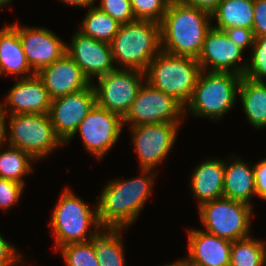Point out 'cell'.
<instances>
[{"label": "cell", "mask_w": 266, "mask_h": 266, "mask_svg": "<svg viewBox=\"0 0 266 266\" xmlns=\"http://www.w3.org/2000/svg\"><path fill=\"white\" fill-rule=\"evenodd\" d=\"M140 170L139 177L114 179L104 186L96 205L98 221L103 229H127L134 224L153 191L152 181L157 174L152 169Z\"/></svg>", "instance_id": "1"}, {"label": "cell", "mask_w": 266, "mask_h": 266, "mask_svg": "<svg viewBox=\"0 0 266 266\" xmlns=\"http://www.w3.org/2000/svg\"><path fill=\"white\" fill-rule=\"evenodd\" d=\"M211 15L195 6L171 0L160 23L161 51L198 58L212 26Z\"/></svg>", "instance_id": "2"}, {"label": "cell", "mask_w": 266, "mask_h": 266, "mask_svg": "<svg viewBox=\"0 0 266 266\" xmlns=\"http://www.w3.org/2000/svg\"><path fill=\"white\" fill-rule=\"evenodd\" d=\"M110 47L114 64L145 72L161 51L160 24L147 20L121 24Z\"/></svg>", "instance_id": "3"}, {"label": "cell", "mask_w": 266, "mask_h": 266, "mask_svg": "<svg viewBox=\"0 0 266 266\" xmlns=\"http://www.w3.org/2000/svg\"><path fill=\"white\" fill-rule=\"evenodd\" d=\"M242 77L232 72L201 70L184 112L220 121L236 104Z\"/></svg>", "instance_id": "4"}, {"label": "cell", "mask_w": 266, "mask_h": 266, "mask_svg": "<svg viewBox=\"0 0 266 266\" xmlns=\"http://www.w3.org/2000/svg\"><path fill=\"white\" fill-rule=\"evenodd\" d=\"M57 202L50 222L56 249L70 243L92 240L103 229L98 221L97 208L92 211L70 189L65 188ZM91 226L93 231L90 230Z\"/></svg>", "instance_id": "5"}, {"label": "cell", "mask_w": 266, "mask_h": 266, "mask_svg": "<svg viewBox=\"0 0 266 266\" xmlns=\"http://www.w3.org/2000/svg\"><path fill=\"white\" fill-rule=\"evenodd\" d=\"M201 72L196 58L160 51L145 71V81L153 88L173 96L184 107L190 101Z\"/></svg>", "instance_id": "6"}, {"label": "cell", "mask_w": 266, "mask_h": 266, "mask_svg": "<svg viewBox=\"0 0 266 266\" xmlns=\"http://www.w3.org/2000/svg\"><path fill=\"white\" fill-rule=\"evenodd\" d=\"M8 145L34 160L44 158L64 144L56 135L49 114H8Z\"/></svg>", "instance_id": "7"}, {"label": "cell", "mask_w": 266, "mask_h": 266, "mask_svg": "<svg viewBox=\"0 0 266 266\" xmlns=\"http://www.w3.org/2000/svg\"><path fill=\"white\" fill-rule=\"evenodd\" d=\"M252 210V205L222 197L201 204L199 216L205 231L236 241L249 237Z\"/></svg>", "instance_id": "8"}, {"label": "cell", "mask_w": 266, "mask_h": 266, "mask_svg": "<svg viewBox=\"0 0 266 266\" xmlns=\"http://www.w3.org/2000/svg\"><path fill=\"white\" fill-rule=\"evenodd\" d=\"M143 78H145V72L123 68L115 69L97 78L98 84L93 83L96 103L124 118L141 86L146 82Z\"/></svg>", "instance_id": "9"}, {"label": "cell", "mask_w": 266, "mask_h": 266, "mask_svg": "<svg viewBox=\"0 0 266 266\" xmlns=\"http://www.w3.org/2000/svg\"><path fill=\"white\" fill-rule=\"evenodd\" d=\"M185 115L184 106L173 96L151 87L145 82L132 103L126 116L124 125L131 126L157 123H181V116Z\"/></svg>", "instance_id": "10"}, {"label": "cell", "mask_w": 266, "mask_h": 266, "mask_svg": "<svg viewBox=\"0 0 266 266\" xmlns=\"http://www.w3.org/2000/svg\"><path fill=\"white\" fill-rule=\"evenodd\" d=\"M180 123H157L131 126L132 140L141 169L155 170L170 153Z\"/></svg>", "instance_id": "11"}, {"label": "cell", "mask_w": 266, "mask_h": 266, "mask_svg": "<svg viewBox=\"0 0 266 266\" xmlns=\"http://www.w3.org/2000/svg\"><path fill=\"white\" fill-rule=\"evenodd\" d=\"M124 126L123 118L97 103L79 124L82 144L92 156L101 159L119 140Z\"/></svg>", "instance_id": "12"}, {"label": "cell", "mask_w": 266, "mask_h": 266, "mask_svg": "<svg viewBox=\"0 0 266 266\" xmlns=\"http://www.w3.org/2000/svg\"><path fill=\"white\" fill-rule=\"evenodd\" d=\"M96 104L93 83L86 89L53 99L49 116L56 135L68 143L75 136L79 124Z\"/></svg>", "instance_id": "13"}, {"label": "cell", "mask_w": 266, "mask_h": 266, "mask_svg": "<svg viewBox=\"0 0 266 266\" xmlns=\"http://www.w3.org/2000/svg\"><path fill=\"white\" fill-rule=\"evenodd\" d=\"M11 25L19 32L25 56L35 74L67 52V44L49 29L20 26L17 23Z\"/></svg>", "instance_id": "14"}, {"label": "cell", "mask_w": 266, "mask_h": 266, "mask_svg": "<svg viewBox=\"0 0 266 266\" xmlns=\"http://www.w3.org/2000/svg\"><path fill=\"white\" fill-rule=\"evenodd\" d=\"M67 54L80 67L86 77L99 78L109 72L119 69L114 65L110 43L93 39L79 30L73 35Z\"/></svg>", "instance_id": "15"}, {"label": "cell", "mask_w": 266, "mask_h": 266, "mask_svg": "<svg viewBox=\"0 0 266 266\" xmlns=\"http://www.w3.org/2000/svg\"><path fill=\"white\" fill-rule=\"evenodd\" d=\"M243 52L223 31L211 28L206 34L197 61L201 70L208 68L210 71L232 72L243 76L248 64L244 62L242 65L243 62H240Z\"/></svg>", "instance_id": "16"}, {"label": "cell", "mask_w": 266, "mask_h": 266, "mask_svg": "<svg viewBox=\"0 0 266 266\" xmlns=\"http://www.w3.org/2000/svg\"><path fill=\"white\" fill-rule=\"evenodd\" d=\"M37 75L43 81L52 100L82 91L92 84L67 53L42 68Z\"/></svg>", "instance_id": "17"}, {"label": "cell", "mask_w": 266, "mask_h": 266, "mask_svg": "<svg viewBox=\"0 0 266 266\" xmlns=\"http://www.w3.org/2000/svg\"><path fill=\"white\" fill-rule=\"evenodd\" d=\"M10 112L7 114H49L52 99L41 78L34 74L19 78L5 97Z\"/></svg>", "instance_id": "18"}, {"label": "cell", "mask_w": 266, "mask_h": 266, "mask_svg": "<svg viewBox=\"0 0 266 266\" xmlns=\"http://www.w3.org/2000/svg\"><path fill=\"white\" fill-rule=\"evenodd\" d=\"M186 266H229L232 241L211 234L205 229L188 232Z\"/></svg>", "instance_id": "19"}, {"label": "cell", "mask_w": 266, "mask_h": 266, "mask_svg": "<svg viewBox=\"0 0 266 266\" xmlns=\"http://www.w3.org/2000/svg\"><path fill=\"white\" fill-rule=\"evenodd\" d=\"M225 161L210 159L201 162L191 175V189L199 206L223 197Z\"/></svg>", "instance_id": "20"}, {"label": "cell", "mask_w": 266, "mask_h": 266, "mask_svg": "<svg viewBox=\"0 0 266 266\" xmlns=\"http://www.w3.org/2000/svg\"><path fill=\"white\" fill-rule=\"evenodd\" d=\"M31 73V74H30ZM25 78L34 75L25 56L19 32L10 24L0 29V75Z\"/></svg>", "instance_id": "21"}, {"label": "cell", "mask_w": 266, "mask_h": 266, "mask_svg": "<svg viewBox=\"0 0 266 266\" xmlns=\"http://www.w3.org/2000/svg\"><path fill=\"white\" fill-rule=\"evenodd\" d=\"M231 163L225 161L223 197L251 205L250 200L256 195L253 167L239 157Z\"/></svg>", "instance_id": "22"}, {"label": "cell", "mask_w": 266, "mask_h": 266, "mask_svg": "<svg viewBox=\"0 0 266 266\" xmlns=\"http://www.w3.org/2000/svg\"><path fill=\"white\" fill-rule=\"evenodd\" d=\"M239 96L248 122L256 129L266 127V82L242 77Z\"/></svg>", "instance_id": "23"}, {"label": "cell", "mask_w": 266, "mask_h": 266, "mask_svg": "<svg viewBox=\"0 0 266 266\" xmlns=\"http://www.w3.org/2000/svg\"><path fill=\"white\" fill-rule=\"evenodd\" d=\"M211 18L217 20L212 28L224 30L241 27L253 30L254 0H222Z\"/></svg>", "instance_id": "24"}, {"label": "cell", "mask_w": 266, "mask_h": 266, "mask_svg": "<svg viewBox=\"0 0 266 266\" xmlns=\"http://www.w3.org/2000/svg\"><path fill=\"white\" fill-rule=\"evenodd\" d=\"M122 230L104 228L92 239L99 266H125Z\"/></svg>", "instance_id": "25"}, {"label": "cell", "mask_w": 266, "mask_h": 266, "mask_svg": "<svg viewBox=\"0 0 266 266\" xmlns=\"http://www.w3.org/2000/svg\"><path fill=\"white\" fill-rule=\"evenodd\" d=\"M79 31L93 39L110 43L119 31L121 24L101 11L97 6H90Z\"/></svg>", "instance_id": "26"}, {"label": "cell", "mask_w": 266, "mask_h": 266, "mask_svg": "<svg viewBox=\"0 0 266 266\" xmlns=\"http://www.w3.org/2000/svg\"><path fill=\"white\" fill-rule=\"evenodd\" d=\"M1 150V149H0ZM34 160L25 151L8 145L0 151V178L15 181L25 186L23 176L30 174Z\"/></svg>", "instance_id": "27"}, {"label": "cell", "mask_w": 266, "mask_h": 266, "mask_svg": "<svg viewBox=\"0 0 266 266\" xmlns=\"http://www.w3.org/2000/svg\"><path fill=\"white\" fill-rule=\"evenodd\" d=\"M249 236L232 241L229 266H266V243Z\"/></svg>", "instance_id": "28"}, {"label": "cell", "mask_w": 266, "mask_h": 266, "mask_svg": "<svg viewBox=\"0 0 266 266\" xmlns=\"http://www.w3.org/2000/svg\"><path fill=\"white\" fill-rule=\"evenodd\" d=\"M66 266H99L92 240L70 243L59 248Z\"/></svg>", "instance_id": "29"}, {"label": "cell", "mask_w": 266, "mask_h": 266, "mask_svg": "<svg viewBox=\"0 0 266 266\" xmlns=\"http://www.w3.org/2000/svg\"><path fill=\"white\" fill-rule=\"evenodd\" d=\"M251 58L247 64L244 77H248L255 81L265 82L266 78V35L255 38L252 46Z\"/></svg>", "instance_id": "30"}, {"label": "cell", "mask_w": 266, "mask_h": 266, "mask_svg": "<svg viewBox=\"0 0 266 266\" xmlns=\"http://www.w3.org/2000/svg\"><path fill=\"white\" fill-rule=\"evenodd\" d=\"M171 0H130L136 20L161 23Z\"/></svg>", "instance_id": "31"}, {"label": "cell", "mask_w": 266, "mask_h": 266, "mask_svg": "<svg viewBox=\"0 0 266 266\" xmlns=\"http://www.w3.org/2000/svg\"><path fill=\"white\" fill-rule=\"evenodd\" d=\"M100 3L97 7L120 24L136 20L130 0H101Z\"/></svg>", "instance_id": "32"}, {"label": "cell", "mask_w": 266, "mask_h": 266, "mask_svg": "<svg viewBox=\"0 0 266 266\" xmlns=\"http://www.w3.org/2000/svg\"><path fill=\"white\" fill-rule=\"evenodd\" d=\"M24 185L15 181L0 178V208L7 211L18 203Z\"/></svg>", "instance_id": "33"}, {"label": "cell", "mask_w": 266, "mask_h": 266, "mask_svg": "<svg viewBox=\"0 0 266 266\" xmlns=\"http://www.w3.org/2000/svg\"><path fill=\"white\" fill-rule=\"evenodd\" d=\"M226 36L231 40L233 44H236L241 49L252 48L255 43V35L253 30L241 28V27H231L222 30Z\"/></svg>", "instance_id": "34"}, {"label": "cell", "mask_w": 266, "mask_h": 266, "mask_svg": "<svg viewBox=\"0 0 266 266\" xmlns=\"http://www.w3.org/2000/svg\"><path fill=\"white\" fill-rule=\"evenodd\" d=\"M18 253L14 246L0 234V266H18V264H21L23 257Z\"/></svg>", "instance_id": "35"}, {"label": "cell", "mask_w": 266, "mask_h": 266, "mask_svg": "<svg viewBox=\"0 0 266 266\" xmlns=\"http://www.w3.org/2000/svg\"><path fill=\"white\" fill-rule=\"evenodd\" d=\"M253 32L255 37L266 35V0H254Z\"/></svg>", "instance_id": "36"}, {"label": "cell", "mask_w": 266, "mask_h": 266, "mask_svg": "<svg viewBox=\"0 0 266 266\" xmlns=\"http://www.w3.org/2000/svg\"><path fill=\"white\" fill-rule=\"evenodd\" d=\"M256 195L266 200V158L253 166Z\"/></svg>", "instance_id": "37"}, {"label": "cell", "mask_w": 266, "mask_h": 266, "mask_svg": "<svg viewBox=\"0 0 266 266\" xmlns=\"http://www.w3.org/2000/svg\"><path fill=\"white\" fill-rule=\"evenodd\" d=\"M187 5L195 6L210 15L216 10L222 0H177Z\"/></svg>", "instance_id": "38"}, {"label": "cell", "mask_w": 266, "mask_h": 266, "mask_svg": "<svg viewBox=\"0 0 266 266\" xmlns=\"http://www.w3.org/2000/svg\"><path fill=\"white\" fill-rule=\"evenodd\" d=\"M6 117L8 119V114L6 111L0 106V147H4L6 141L8 142V133L6 128ZM4 143V144H3ZM1 149V148H0Z\"/></svg>", "instance_id": "39"}, {"label": "cell", "mask_w": 266, "mask_h": 266, "mask_svg": "<svg viewBox=\"0 0 266 266\" xmlns=\"http://www.w3.org/2000/svg\"><path fill=\"white\" fill-rule=\"evenodd\" d=\"M62 2H65L67 5H73V6H79V7H88L92 6L96 0H60Z\"/></svg>", "instance_id": "40"}, {"label": "cell", "mask_w": 266, "mask_h": 266, "mask_svg": "<svg viewBox=\"0 0 266 266\" xmlns=\"http://www.w3.org/2000/svg\"><path fill=\"white\" fill-rule=\"evenodd\" d=\"M163 266H186L183 259L180 260V261H176L175 263H171V264H166V265H163Z\"/></svg>", "instance_id": "41"}, {"label": "cell", "mask_w": 266, "mask_h": 266, "mask_svg": "<svg viewBox=\"0 0 266 266\" xmlns=\"http://www.w3.org/2000/svg\"><path fill=\"white\" fill-rule=\"evenodd\" d=\"M12 0H0V9L1 7L3 8L4 6L8 5Z\"/></svg>", "instance_id": "42"}]
</instances>
